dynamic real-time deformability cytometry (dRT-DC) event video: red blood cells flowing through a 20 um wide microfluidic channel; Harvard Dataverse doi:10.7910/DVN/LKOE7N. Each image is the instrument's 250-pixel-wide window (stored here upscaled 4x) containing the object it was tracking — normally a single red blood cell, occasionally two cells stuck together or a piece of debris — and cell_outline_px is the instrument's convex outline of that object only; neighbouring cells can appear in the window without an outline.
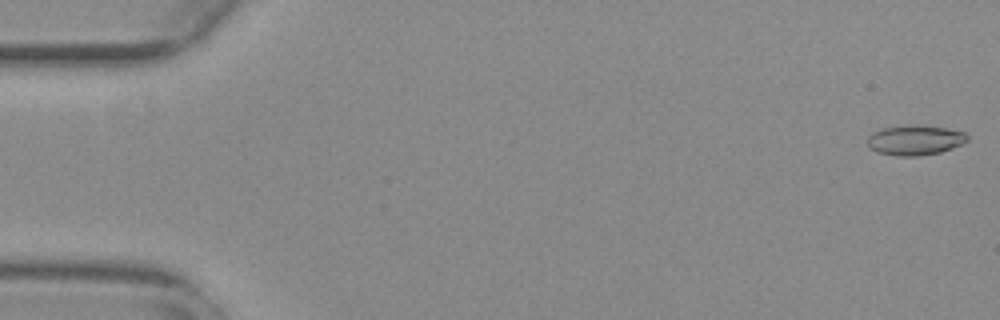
{"species": "common noctule bat (a hibernating species)", "species_latin": "Nyctalus noctula", "temperature_condition": "warm", "stored_images_in_passage": 31, "camera_frame_rate_fps": 3000, "um_per_image_px": 0.085, "animal": {"sex": "female", "body_mass_g": 29.2, "forearm_length_mm": 56.3}, "frame": {"image": 1, "passage_image": 1, "time_ms": 0.0, "image_size_px": [1000, 320], "cell_outline_px": [[968, 140], [952, 148], [940, 152], [920, 156], [896, 156], [876, 152], [868, 144], [868, 136], [872, 132], [884, 128], [904, 124], [924, 124], [964, 132], [968, 136]], "centroid_in_image_um": [77.76, 11.89], "position_along_channel_um": 7.2, "area_um2": 17.63}}
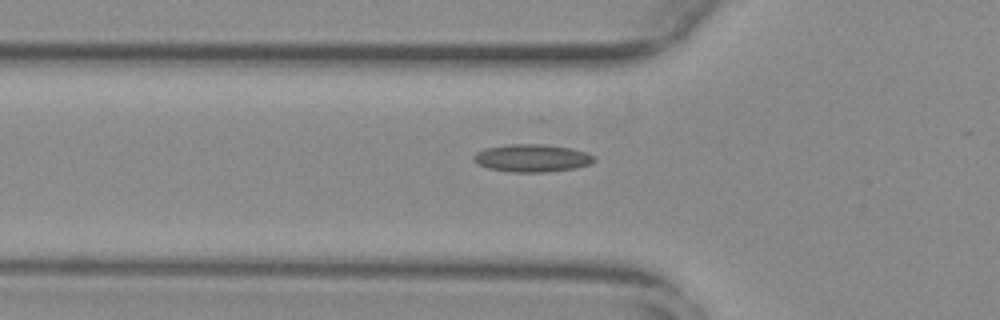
{"frame": {"image": 2, "passage_image": 19, "time_ms": 6.0, "image_size_px": [1000, 320], "cell_outline_px": [[596, 160], [592, 164], [576, 168], [548, 172], [512, 172], [488, 168], [476, 164], [472, 160], [472, 156], [476, 152], [484, 148], [508, 144], [540, 144], [572, 148], [588, 152], [596, 156]], "centroid_in_image_um": [45.24, 13.44], "position_along_channel_um": 80.6, "area_um2": 19.83}}
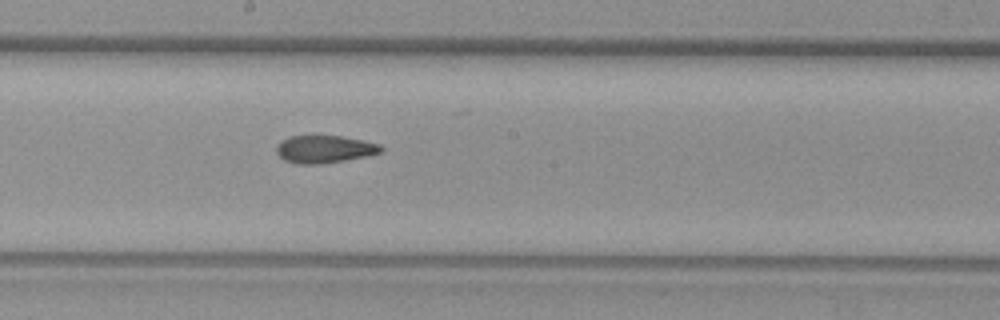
{"frame": {"image": 3, "passage_image": 30, "time_ms": 9.667, "image_size_px": [1000, 320], "cell_outline_px": [[384, 152], [368, 156], [320, 164], [296, 164], [284, 160], [276, 152], [276, 144], [280, 140], [288, 136], [340, 136], [364, 140], [380, 144], [384, 148]], "centroid_in_image_um": [27.59, 12.68], "position_along_channel_um": 220.6, "area_um2": 17.05}}